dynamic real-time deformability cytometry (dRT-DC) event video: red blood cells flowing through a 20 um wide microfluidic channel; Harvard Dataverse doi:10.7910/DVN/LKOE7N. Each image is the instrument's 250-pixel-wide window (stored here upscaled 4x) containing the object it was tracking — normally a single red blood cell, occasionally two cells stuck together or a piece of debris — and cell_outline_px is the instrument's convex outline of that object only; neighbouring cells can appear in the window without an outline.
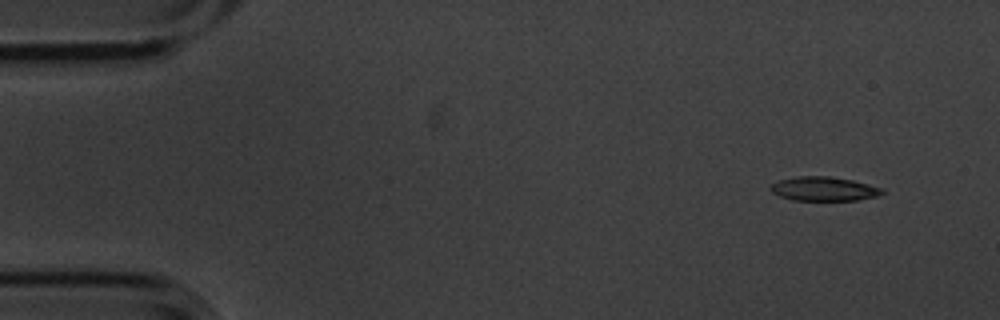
{"species": "common noctule bat (a hibernating species)", "species_latin": "Nyctalus noctula", "temperature_condition": "cold", "stored_images_in_passage": 4, "camera_frame_rate_fps": 3000, "um_per_image_px": 0.085, "animal": {"sex": "male", "body_mass_g": 20.1, "forearm_length_mm": 53.5}, "frame": {"image": 1, "passage_image": 1, "time_ms": 0.0, "image_size_px": [1000, 320], "cell_outline_px": [[884, 192], [876, 196], [856, 200], [792, 200], [780, 196], [772, 192], [768, 188], [776, 180], [796, 176], [832, 176], [852, 180], [884, 188]], "centroid_in_image_um": [69.99, 16.04], "position_along_channel_um": 15.0, "area_um2": 15.78}}
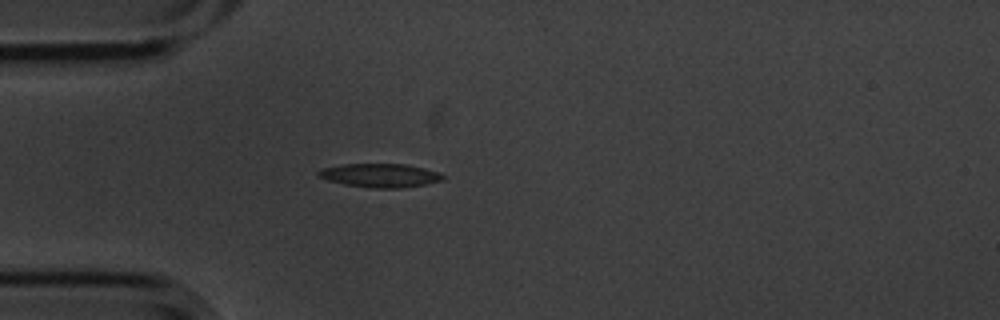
{"frame": {"image": 2, "passage_image": 4, "time_ms": 1.0, "image_size_px": [1000, 320], "cell_outline_px": [[444, 180], [424, 184], [400, 188], [368, 188], [344, 184], [328, 180], [316, 176], [316, 172], [324, 168], [344, 164], [408, 164], [440, 172], [444, 176]], "centroid_in_image_um": [32.31, 14.91], "position_along_channel_um": 52.7, "area_um2": 17.22}}